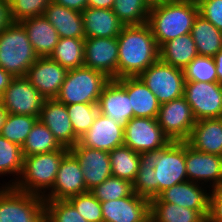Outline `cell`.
<instances>
[{"mask_svg":"<svg viewBox=\"0 0 222 222\" xmlns=\"http://www.w3.org/2000/svg\"><path fill=\"white\" fill-rule=\"evenodd\" d=\"M117 41V79L139 76L159 60V46L148 23L123 26Z\"/></svg>","mask_w":222,"mask_h":222,"instance_id":"cell-1","label":"cell"},{"mask_svg":"<svg viewBox=\"0 0 222 222\" xmlns=\"http://www.w3.org/2000/svg\"><path fill=\"white\" fill-rule=\"evenodd\" d=\"M198 14L197 0H172L151 7L148 24L159 48L178 36L191 33Z\"/></svg>","mask_w":222,"mask_h":222,"instance_id":"cell-2","label":"cell"},{"mask_svg":"<svg viewBox=\"0 0 222 222\" xmlns=\"http://www.w3.org/2000/svg\"><path fill=\"white\" fill-rule=\"evenodd\" d=\"M68 151L56 150L25 156L21 176L13 187L43 197L52 188L60 162Z\"/></svg>","mask_w":222,"mask_h":222,"instance_id":"cell-3","label":"cell"},{"mask_svg":"<svg viewBox=\"0 0 222 222\" xmlns=\"http://www.w3.org/2000/svg\"><path fill=\"white\" fill-rule=\"evenodd\" d=\"M38 59L27 32L19 22H11L0 31V67L13 77L26 76Z\"/></svg>","mask_w":222,"mask_h":222,"instance_id":"cell-4","label":"cell"},{"mask_svg":"<svg viewBox=\"0 0 222 222\" xmlns=\"http://www.w3.org/2000/svg\"><path fill=\"white\" fill-rule=\"evenodd\" d=\"M110 79L89 67L69 69L55 99L64 105L97 104L102 89Z\"/></svg>","mask_w":222,"mask_h":222,"instance_id":"cell-5","label":"cell"},{"mask_svg":"<svg viewBox=\"0 0 222 222\" xmlns=\"http://www.w3.org/2000/svg\"><path fill=\"white\" fill-rule=\"evenodd\" d=\"M0 222H45L44 198L0 186Z\"/></svg>","mask_w":222,"mask_h":222,"instance_id":"cell-6","label":"cell"},{"mask_svg":"<svg viewBox=\"0 0 222 222\" xmlns=\"http://www.w3.org/2000/svg\"><path fill=\"white\" fill-rule=\"evenodd\" d=\"M139 77L155 94L160 104L184 96L183 70L166 64L160 59L150 65Z\"/></svg>","mask_w":222,"mask_h":222,"instance_id":"cell-7","label":"cell"},{"mask_svg":"<svg viewBox=\"0 0 222 222\" xmlns=\"http://www.w3.org/2000/svg\"><path fill=\"white\" fill-rule=\"evenodd\" d=\"M154 171L155 197L165 189L187 181L185 142L171 141L159 153Z\"/></svg>","mask_w":222,"mask_h":222,"instance_id":"cell-8","label":"cell"},{"mask_svg":"<svg viewBox=\"0 0 222 222\" xmlns=\"http://www.w3.org/2000/svg\"><path fill=\"white\" fill-rule=\"evenodd\" d=\"M45 97L25 77H14L0 102L9 114L31 115L39 118Z\"/></svg>","mask_w":222,"mask_h":222,"instance_id":"cell-9","label":"cell"},{"mask_svg":"<svg viewBox=\"0 0 222 222\" xmlns=\"http://www.w3.org/2000/svg\"><path fill=\"white\" fill-rule=\"evenodd\" d=\"M157 122L172 142H185L196 120L184 96L160 104Z\"/></svg>","mask_w":222,"mask_h":222,"instance_id":"cell-10","label":"cell"},{"mask_svg":"<svg viewBox=\"0 0 222 222\" xmlns=\"http://www.w3.org/2000/svg\"><path fill=\"white\" fill-rule=\"evenodd\" d=\"M184 98L196 121L222 117V85L218 82L185 81Z\"/></svg>","mask_w":222,"mask_h":222,"instance_id":"cell-11","label":"cell"},{"mask_svg":"<svg viewBox=\"0 0 222 222\" xmlns=\"http://www.w3.org/2000/svg\"><path fill=\"white\" fill-rule=\"evenodd\" d=\"M170 142L154 118L133 117L124 127V145L137 153L164 149Z\"/></svg>","mask_w":222,"mask_h":222,"instance_id":"cell-12","label":"cell"},{"mask_svg":"<svg viewBox=\"0 0 222 222\" xmlns=\"http://www.w3.org/2000/svg\"><path fill=\"white\" fill-rule=\"evenodd\" d=\"M185 162L189 181L211 190L222 185V156L198 151L185 142Z\"/></svg>","mask_w":222,"mask_h":222,"instance_id":"cell-13","label":"cell"},{"mask_svg":"<svg viewBox=\"0 0 222 222\" xmlns=\"http://www.w3.org/2000/svg\"><path fill=\"white\" fill-rule=\"evenodd\" d=\"M103 73L109 79H117V37L84 38V64Z\"/></svg>","mask_w":222,"mask_h":222,"instance_id":"cell-14","label":"cell"},{"mask_svg":"<svg viewBox=\"0 0 222 222\" xmlns=\"http://www.w3.org/2000/svg\"><path fill=\"white\" fill-rule=\"evenodd\" d=\"M87 188L82 169L75 156L68 151L62 158L52 188L43 196L44 200H67L86 193Z\"/></svg>","mask_w":222,"mask_h":222,"instance_id":"cell-15","label":"cell"},{"mask_svg":"<svg viewBox=\"0 0 222 222\" xmlns=\"http://www.w3.org/2000/svg\"><path fill=\"white\" fill-rule=\"evenodd\" d=\"M69 151L82 169L87 191H91L112 175L108 151L81 146L79 143L69 148Z\"/></svg>","mask_w":222,"mask_h":222,"instance_id":"cell-16","label":"cell"},{"mask_svg":"<svg viewBox=\"0 0 222 222\" xmlns=\"http://www.w3.org/2000/svg\"><path fill=\"white\" fill-rule=\"evenodd\" d=\"M68 69L50 57L38 58L29 68L26 78L46 98H55L65 81Z\"/></svg>","mask_w":222,"mask_h":222,"instance_id":"cell-17","label":"cell"},{"mask_svg":"<svg viewBox=\"0 0 222 222\" xmlns=\"http://www.w3.org/2000/svg\"><path fill=\"white\" fill-rule=\"evenodd\" d=\"M103 222H150V200L135 192L117 200L101 202Z\"/></svg>","mask_w":222,"mask_h":222,"instance_id":"cell-18","label":"cell"},{"mask_svg":"<svg viewBox=\"0 0 222 222\" xmlns=\"http://www.w3.org/2000/svg\"><path fill=\"white\" fill-rule=\"evenodd\" d=\"M78 143L81 146L110 152L124 145V127L99 112L92 126L80 137Z\"/></svg>","mask_w":222,"mask_h":222,"instance_id":"cell-19","label":"cell"},{"mask_svg":"<svg viewBox=\"0 0 222 222\" xmlns=\"http://www.w3.org/2000/svg\"><path fill=\"white\" fill-rule=\"evenodd\" d=\"M210 192L208 187L187 180L165 189L150 202H166L193 210H209Z\"/></svg>","mask_w":222,"mask_h":222,"instance_id":"cell-20","label":"cell"},{"mask_svg":"<svg viewBox=\"0 0 222 222\" xmlns=\"http://www.w3.org/2000/svg\"><path fill=\"white\" fill-rule=\"evenodd\" d=\"M45 124L57 141L66 148L75 146L79 139L74 135L66 105L53 99H45L38 118Z\"/></svg>","mask_w":222,"mask_h":222,"instance_id":"cell-21","label":"cell"},{"mask_svg":"<svg viewBox=\"0 0 222 222\" xmlns=\"http://www.w3.org/2000/svg\"><path fill=\"white\" fill-rule=\"evenodd\" d=\"M97 106L102 115L114 119L123 127L134 117L127 91L116 79L106 83Z\"/></svg>","mask_w":222,"mask_h":222,"instance_id":"cell-22","label":"cell"},{"mask_svg":"<svg viewBox=\"0 0 222 222\" xmlns=\"http://www.w3.org/2000/svg\"><path fill=\"white\" fill-rule=\"evenodd\" d=\"M127 91L134 117L157 118L160 103L139 76L116 79Z\"/></svg>","mask_w":222,"mask_h":222,"instance_id":"cell-23","label":"cell"},{"mask_svg":"<svg viewBox=\"0 0 222 222\" xmlns=\"http://www.w3.org/2000/svg\"><path fill=\"white\" fill-rule=\"evenodd\" d=\"M185 142L198 151L222 156V117L196 121Z\"/></svg>","mask_w":222,"mask_h":222,"instance_id":"cell-24","label":"cell"},{"mask_svg":"<svg viewBox=\"0 0 222 222\" xmlns=\"http://www.w3.org/2000/svg\"><path fill=\"white\" fill-rule=\"evenodd\" d=\"M81 13L85 38H114L124 26L112 9L86 7Z\"/></svg>","mask_w":222,"mask_h":222,"instance_id":"cell-25","label":"cell"},{"mask_svg":"<svg viewBox=\"0 0 222 222\" xmlns=\"http://www.w3.org/2000/svg\"><path fill=\"white\" fill-rule=\"evenodd\" d=\"M25 29L38 58L49 57L59 41V35L44 15L19 22Z\"/></svg>","mask_w":222,"mask_h":222,"instance_id":"cell-26","label":"cell"},{"mask_svg":"<svg viewBox=\"0 0 222 222\" xmlns=\"http://www.w3.org/2000/svg\"><path fill=\"white\" fill-rule=\"evenodd\" d=\"M43 15L56 29L60 38H85L81 12L51 1Z\"/></svg>","mask_w":222,"mask_h":222,"instance_id":"cell-27","label":"cell"},{"mask_svg":"<svg viewBox=\"0 0 222 222\" xmlns=\"http://www.w3.org/2000/svg\"><path fill=\"white\" fill-rule=\"evenodd\" d=\"M198 55L191 33L178 36L159 48V59L179 69H184Z\"/></svg>","mask_w":222,"mask_h":222,"instance_id":"cell-28","label":"cell"},{"mask_svg":"<svg viewBox=\"0 0 222 222\" xmlns=\"http://www.w3.org/2000/svg\"><path fill=\"white\" fill-rule=\"evenodd\" d=\"M209 210H193L177 204L150 202V222H207Z\"/></svg>","mask_w":222,"mask_h":222,"instance_id":"cell-29","label":"cell"},{"mask_svg":"<svg viewBox=\"0 0 222 222\" xmlns=\"http://www.w3.org/2000/svg\"><path fill=\"white\" fill-rule=\"evenodd\" d=\"M191 35L198 55L214 57L222 49V32L200 14L194 21Z\"/></svg>","mask_w":222,"mask_h":222,"instance_id":"cell-30","label":"cell"},{"mask_svg":"<svg viewBox=\"0 0 222 222\" xmlns=\"http://www.w3.org/2000/svg\"><path fill=\"white\" fill-rule=\"evenodd\" d=\"M162 150L157 149L140 153L139 170L133 181V190L139 196H143L149 200L155 198L154 167Z\"/></svg>","mask_w":222,"mask_h":222,"instance_id":"cell-31","label":"cell"},{"mask_svg":"<svg viewBox=\"0 0 222 222\" xmlns=\"http://www.w3.org/2000/svg\"><path fill=\"white\" fill-rule=\"evenodd\" d=\"M24 156L22 148L16 143L8 141L0 135V177L12 176L5 184L1 186H13L18 181L23 170Z\"/></svg>","mask_w":222,"mask_h":222,"instance_id":"cell-32","label":"cell"},{"mask_svg":"<svg viewBox=\"0 0 222 222\" xmlns=\"http://www.w3.org/2000/svg\"><path fill=\"white\" fill-rule=\"evenodd\" d=\"M21 148L24 157L56 150H69L57 141L48 127L39 119L33 125Z\"/></svg>","mask_w":222,"mask_h":222,"instance_id":"cell-33","label":"cell"},{"mask_svg":"<svg viewBox=\"0 0 222 222\" xmlns=\"http://www.w3.org/2000/svg\"><path fill=\"white\" fill-rule=\"evenodd\" d=\"M112 176L133 183L139 170L140 153L121 145L109 152Z\"/></svg>","mask_w":222,"mask_h":222,"instance_id":"cell-34","label":"cell"},{"mask_svg":"<svg viewBox=\"0 0 222 222\" xmlns=\"http://www.w3.org/2000/svg\"><path fill=\"white\" fill-rule=\"evenodd\" d=\"M66 69H75L84 64V38H59L49 56Z\"/></svg>","mask_w":222,"mask_h":222,"instance_id":"cell-35","label":"cell"},{"mask_svg":"<svg viewBox=\"0 0 222 222\" xmlns=\"http://www.w3.org/2000/svg\"><path fill=\"white\" fill-rule=\"evenodd\" d=\"M149 9L143 0H114L112 7L124 26L148 23Z\"/></svg>","mask_w":222,"mask_h":222,"instance_id":"cell-36","label":"cell"},{"mask_svg":"<svg viewBox=\"0 0 222 222\" xmlns=\"http://www.w3.org/2000/svg\"><path fill=\"white\" fill-rule=\"evenodd\" d=\"M37 120L36 116L8 113L0 135L22 147Z\"/></svg>","mask_w":222,"mask_h":222,"instance_id":"cell-37","label":"cell"},{"mask_svg":"<svg viewBox=\"0 0 222 222\" xmlns=\"http://www.w3.org/2000/svg\"><path fill=\"white\" fill-rule=\"evenodd\" d=\"M71 120L74 135L80 139L92 126L99 113L97 104H70L66 105Z\"/></svg>","mask_w":222,"mask_h":222,"instance_id":"cell-38","label":"cell"},{"mask_svg":"<svg viewBox=\"0 0 222 222\" xmlns=\"http://www.w3.org/2000/svg\"><path fill=\"white\" fill-rule=\"evenodd\" d=\"M183 72L188 82H218L216 64L211 56L197 55Z\"/></svg>","mask_w":222,"mask_h":222,"instance_id":"cell-39","label":"cell"},{"mask_svg":"<svg viewBox=\"0 0 222 222\" xmlns=\"http://www.w3.org/2000/svg\"><path fill=\"white\" fill-rule=\"evenodd\" d=\"M90 192L100 202H106L131 196L134 190L132 182L111 175Z\"/></svg>","mask_w":222,"mask_h":222,"instance_id":"cell-40","label":"cell"},{"mask_svg":"<svg viewBox=\"0 0 222 222\" xmlns=\"http://www.w3.org/2000/svg\"><path fill=\"white\" fill-rule=\"evenodd\" d=\"M45 222H88L68 200H45Z\"/></svg>","mask_w":222,"mask_h":222,"instance_id":"cell-41","label":"cell"},{"mask_svg":"<svg viewBox=\"0 0 222 222\" xmlns=\"http://www.w3.org/2000/svg\"><path fill=\"white\" fill-rule=\"evenodd\" d=\"M51 0H8L10 18L12 22L44 14Z\"/></svg>","mask_w":222,"mask_h":222,"instance_id":"cell-42","label":"cell"},{"mask_svg":"<svg viewBox=\"0 0 222 222\" xmlns=\"http://www.w3.org/2000/svg\"><path fill=\"white\" fill-rule=\"evenodd\" d=\"M88 222H103L101 202L90 192L71 196L67 199Z\"/></svg>","mask_w":222,"mask_h":222,"instance_id":"cell-43","label":"cell"},{"mask_svg":"<svg viewBox=\"0 0 222 222\" xmlns=\"http://www.w3.org/2000/svg\"><path fill=\"white\" fill-rule=\"evenodd\" d=\"M199 14L222 32V0H197Z\"/></svg>","mask_w":222,"mask_h":222,"instance_id":"cell-44","label":"cell"},{"mask_svg":"<svg viewBox=\"0 0 222 222\" xmlns=\"http://www.w3.org/2000/svg\"><path fill=\"white\" fill-rule=\"evenodd\" d=\"M207 222H222V185L210 192Z\"/></svg>","mask_w":222,"mask_h":222,"instance_id":"cell-45","label":"cell"},{"mask_svg":"<svg viewBox=\"0 0 222 222\" xmlns=\"http://www.w3.org/2000/svg\"><path fill=\"white\" fill-rule=\"evenodd\" d=\"M11 22L8 0H0V31Z\"/></svg>","mask_w":222,"mask_h":222,"instance_id":"cell-46","label":"cell"},{"mask_svg":"<svg viewBox=\"0 0 222 222\" xmlns=\"http://www.w3.org/2000/svg\"><path fill=\"white\" fill-rule=\"evenodd\" d=\"M56 4L82 12L87 7V0H51Z\"/></svg>","mask_w":222,"mask_h":222,"instance_id":"cell-47","label":"cell"},{"mask_svg":"<svg viewBox=\"0 0 222 222\" xmlns=\"http://www.w3.org/2000/svg\"><path fill=\"white\" fill-rule=\"evenodd\" d=\"M13 78L11 74L0 67V96L5 92Z\"/></svg>","mask_w":222,"mask_h":222,"instance_id":"cell-48","label":"cell"},{"mask_svg":"<svg viewBox=\"0 0 222 222\" xmlns=\"http://www.w3.org/2000/svg\"><path fill=\"white\" fill-rule=\"evenodd\" d=\"M114 0H87L89 8L112 9Z\"/></svg>","mask_w":222,"mask_h":222,"instance_id":"cell-49","label":"cell"},{"mask_svg":"<svg viewBox=\"0 0 222 222\" xmlns=\"http://www.w3.org/2000/svg\"><path fill=\"white\" fill-rule=\"evenodd\" d=\"M213 58L216 64L218 83L222 85V49Z\"/></svg>","mask_w":222,"mask_h":222,"instance_id":"cell-50","label":"cell"},{"mask_svg":"<svg viewBox=\"0 0 222 222\" xmlns=\"http://www.w3.org/2000/svg\"><path fill=\"white\" fill-rule=\"evenodd\" d=\"M8 112L5 110V108L3 107V105L0 102V132L1 129L5 123L6 117H7Z\"/></svg>","mask_w":222,"mask_h":222,"instance_id":"cell-51","label":"cell"},{"mask_svg":"<svg viewBox=\"0 0 222 222\" xmlns=\"http://www.w3.org/2000/svg\"><path fill=\"white\" fill-rule=\"evenodd\" d=\"M143 1L148 5L149 8H151L153 6H157L172 0H143Z\"/></svg>","mask_w":222,"mask_h":222,"instance_id":"cell-52","label":"cell"}]
</instances>
